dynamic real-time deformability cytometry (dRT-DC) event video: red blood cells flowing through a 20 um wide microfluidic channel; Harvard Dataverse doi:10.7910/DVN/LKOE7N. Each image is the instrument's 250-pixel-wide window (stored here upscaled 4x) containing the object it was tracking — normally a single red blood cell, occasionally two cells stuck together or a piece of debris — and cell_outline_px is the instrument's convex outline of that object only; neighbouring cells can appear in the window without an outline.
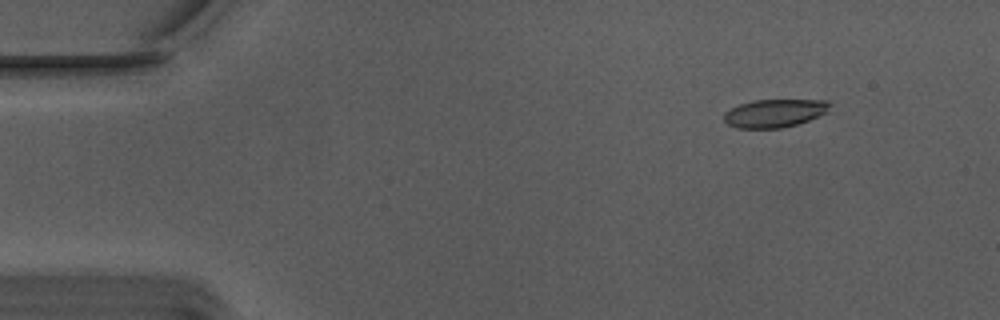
{"species": "Egyptian fruit bat (a non-hibernating species)", "species_latin": "Rousettus aegyptiacus", "temperature_condition": "warm", "stored_images_in_passage": 49, "camera_frame_rate_fps": 3000, "um_per_image_px": 0.085, "animal": {"sex": "male"}, "frame": {"image": 1, "passage_image": 1, "time_ms": 0.0, "image_size_px": [1000, 320], "cell_outline_px": [[832, 104], [828, 112], [820, 116], [796, 124], [780, 128], [736, 128], [728, 124], [724, 120], [724, 112], [740, 104], [752, 100], [828, 100]], "centroid_in_image_um": [65.87, 9.61], "position_along_channel_um": 19.1, "area_um2": 17.4}}
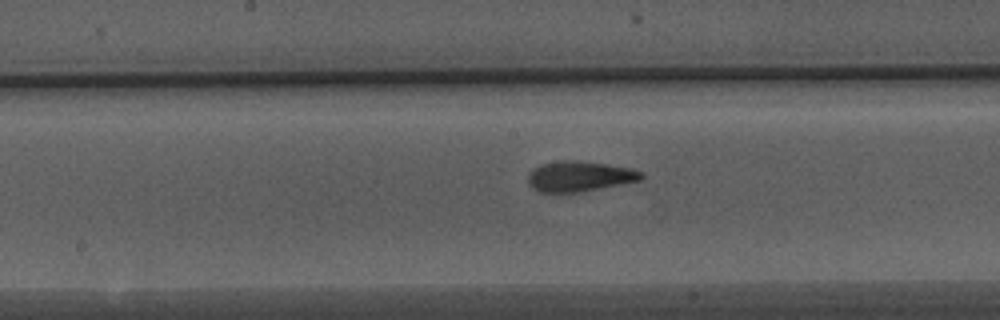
{"frame": {"image": 2, "passage_image": 23, "time_ms": 7.333, "image_size_px": [1000, 320], "cell_outline_px": [[644, 176], [640, 180], [580, 192], [540, 192], [532, 188], [528, 184], [528, 172], [532, 168], [540, 164], [564, 160], [576, 160], [632, 168], [644, 172]], "centroid_in_image_um": [49.22, 14.98], "position_along_channel_um": 199.0, "area_um2": 20.06}}
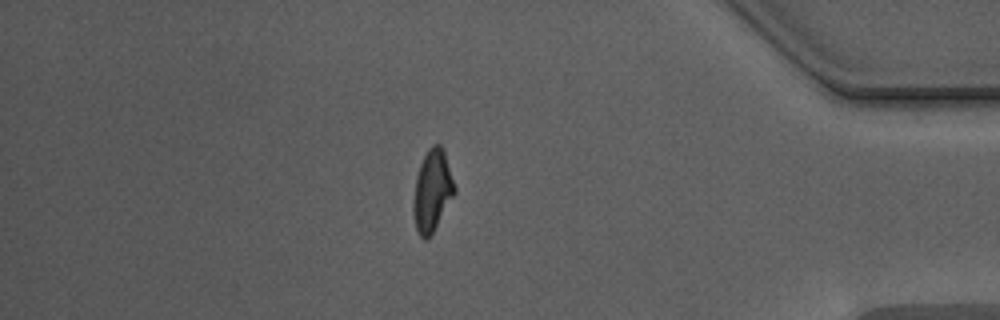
{"frame": {"image": 3, "passage_image": 42, "time_ms": 13.667, "image_size_px": [1000, 320], "cell_outline_px": [[456, 192], [428, 240], [424, 240], [416, 232], [412, 212], [412, 200], [416, 176], [420, 164], [428, 148], [432, 144], [440, 144], [444, 148], [456, 188]], "centroid_in_image_um": [36.72, 16.22], "position_along_channel_um": 398.5, "area_um2": 20.0}, "authors_computed_cell_mechanics": {"area_um2": 19.363, "velocity_mm_per_s": 3.7529, "shape_relaxation_time_tau1_ms": 6.6371, "shape_relaxation_time_tau2_ms": 2.4643, "deformation_change_tau1": 0.2284, "deformation_change_tau2": 0.0775}}